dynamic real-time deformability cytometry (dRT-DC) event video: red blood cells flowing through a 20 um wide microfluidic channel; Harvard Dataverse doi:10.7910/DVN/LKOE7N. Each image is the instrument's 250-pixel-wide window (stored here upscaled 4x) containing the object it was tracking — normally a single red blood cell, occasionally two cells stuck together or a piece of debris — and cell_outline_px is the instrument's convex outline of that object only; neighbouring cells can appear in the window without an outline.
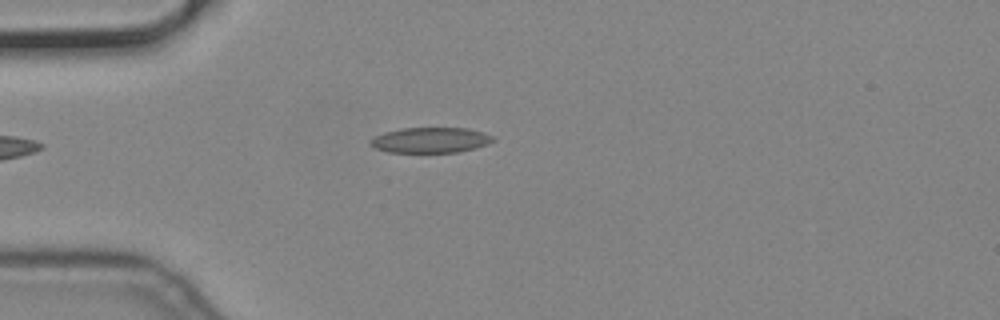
{"species": "common noctule bat (a hibernating species)", "species_latin": "Nyctalus noctula", "temperature_condition": "cold", "stored_images_in_passage": 5, "camera_frame_rate_fps": 3000, "um_per_image_px": 0.085, "animal": {"sex": "male", "body_mass_g": 19.2, "forearm_length_mm": 51.8}, "frame": {"image": 1, "passage_image": 5, "time_ms": 1.333, "image_size_px": [1000, 320], "cell_outline_px": [[496, 140], [488, 144], [476, 148], [456, 152], [388, 152], [372, 148], [368, 144], [368, 140], [384, 132], [400, 128], [468, 128], [484, 132], [492, 136]], "centroid_in_image_um": [36.56, 11.91], "position_along_channel_um": 48.4, "area_um2": 18.38}}